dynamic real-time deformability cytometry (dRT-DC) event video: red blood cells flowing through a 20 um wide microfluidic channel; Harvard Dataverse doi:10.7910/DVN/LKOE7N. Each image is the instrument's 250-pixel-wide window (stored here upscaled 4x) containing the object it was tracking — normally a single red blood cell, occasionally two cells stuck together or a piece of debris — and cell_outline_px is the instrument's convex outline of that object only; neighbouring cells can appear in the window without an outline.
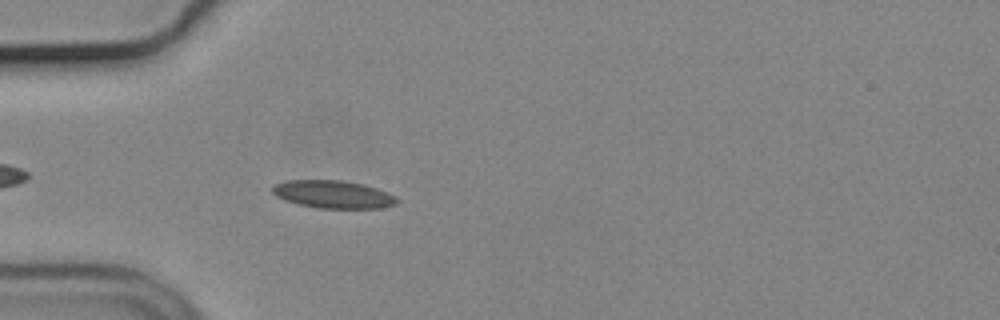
{"species": "common noctule bat (a hibernating species)", "species_latin": "Nyctalus noctula", "temperature_condition": "cold", "stored_images_in_passage": 44, "camera_frame_rate_fps": 3000, "um_per_image_px": 0.085, "animal": {"sex": "male", "body_mass_g": 19.2, "forearm_length_mm": 51.8}, "frame": {"image": 1, "passage_image": 5, "time_ms": 1.333, "image_size_px": [1000, 320], "cell_outline_px": [[400, 200], [396, 204], [380, 208], [320, 208], [296, 204], [284, 200], [276, 196], [272, 192], [272, 188], [276, 184], [288, 180], [340, 180], [364, 184], [388, 192], [396, 196]], "centroid_in_image_um": [28.34, 16.52], "position_along_channel_um": 56.7, "area_um2": 20.23}}
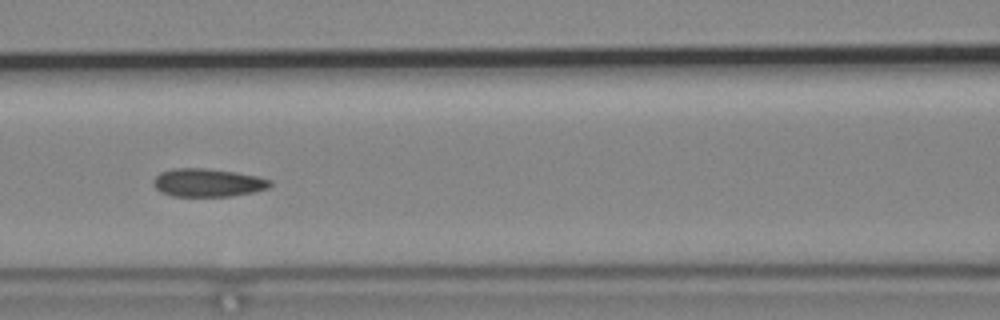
{"frame": {"image": 2, "passage_image": 13, "time_ms": 4.0, "image_size_px": [1000, 320], "cell_outline_px": [[272, 184], [268, 188], [256, 192], [228, 196], [172, 196], [160, 192], [152, 184], [152, 180], [160, 172], [172, 168], [204, 168], [232, 172], [256, 176], [272, 180]], "centroid_in_image_um": [17.63, 15.53], "position_along_channel_um": 149.0, "area_um2": 19.19}}
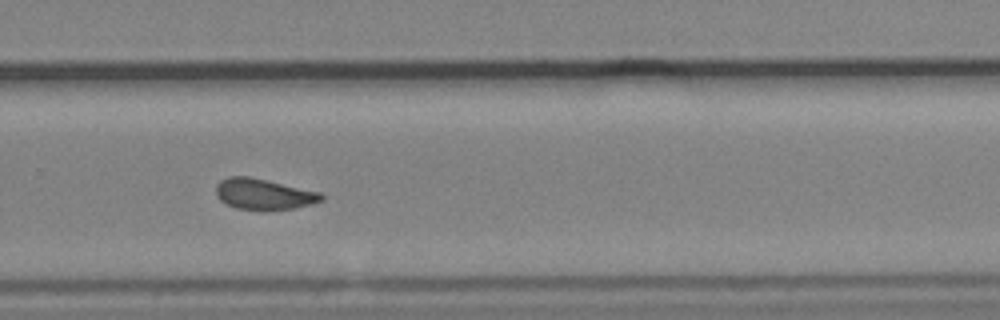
{"frame": {"image": 3, "passage_image": 26, "time_ms": 8.333, "image_size_px": [1000, 320], "cell_outline_px": [[324, 200], [312, 204], [296, 208], [264, 212], [236, 208], [220, 200], [216, 196], [216, 184], [220, 180], [228, 176], [248, 176], [320, 192], [324, 196]], "centroid_in_image_um": [22.41, 16.53], "position_along_channel_um": 307.4, "area_um2": 19.36}, "authors_computed_cell_mechanics": {"area_um2": 19.074, "velocity_mm_per_s": 3.6738, "shape_relaxation_time_tau1_ms": null, "shape_relaxation_time_tau2_ms": 2.2621, "deformation_change_tau1": null, "deformation_change_tau2": 0.0623}}